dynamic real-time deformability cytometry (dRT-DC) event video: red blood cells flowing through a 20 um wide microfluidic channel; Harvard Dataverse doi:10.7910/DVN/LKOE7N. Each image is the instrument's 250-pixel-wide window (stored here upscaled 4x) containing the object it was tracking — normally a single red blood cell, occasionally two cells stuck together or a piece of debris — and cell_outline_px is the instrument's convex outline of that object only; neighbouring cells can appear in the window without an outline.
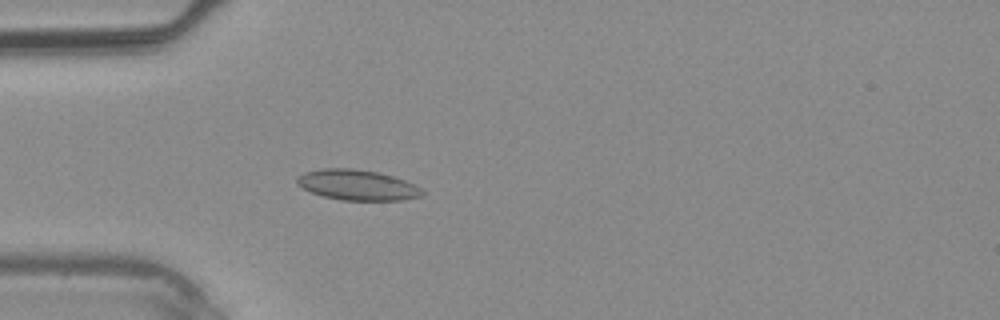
{"species": "common noctule bat (a hibernating species)", "species_latin": "Nyctalus noctula", "temperature_condition": "warm", "stored_images_in_passage": 37, "camera_frame_rate_fps": 3000, "um_per_image_px": 0.085, "animal": {"sex": "male", "body_mass_g": 20.4}, "frame": {"image": 1, "passage_image": 11, "time_ms": 3.333, "image_size_px": [1000, 320], "cell_outline_px": [[424, 192], [420, 196], [400, 200], [344, 200], [324, 196], [312, 192], [296, 184], [296, 176], [304, 172], [320, 168], [352, 168], [380, 172], [404, 180], [420, 188]], "centroid_in_image_um": [30.32, 15.7], "position_along_channel_um": 54.7, "area_um2": 22.08}}
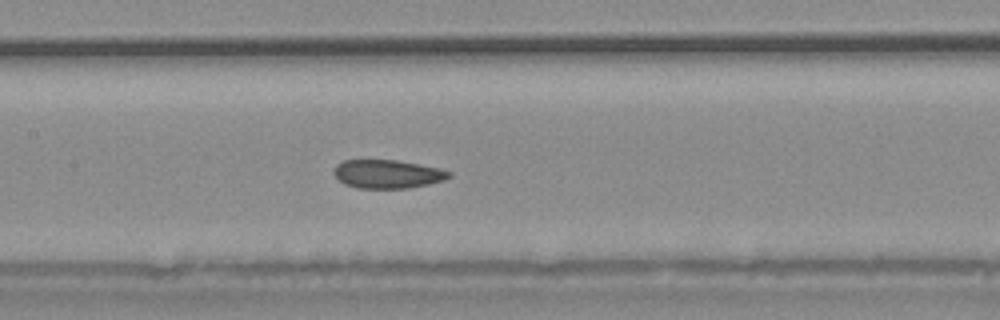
{"frame": {"image": 2, "passage_image": 18, "time_ms": 5.667, "image_size_px": [1000, 320], "cell_outline_px": [[452, 176], [444, 180], [428, 184], [408, 188], [360, 188], [344, 184], [332, 172], [336, 164], [344, 160], [396, 160], [440, 168], [452, 172]], "centroid_in_image_um": [32.95, 14.79], "position_along_channel_um": 174.5, "area_um2": 19.13}}
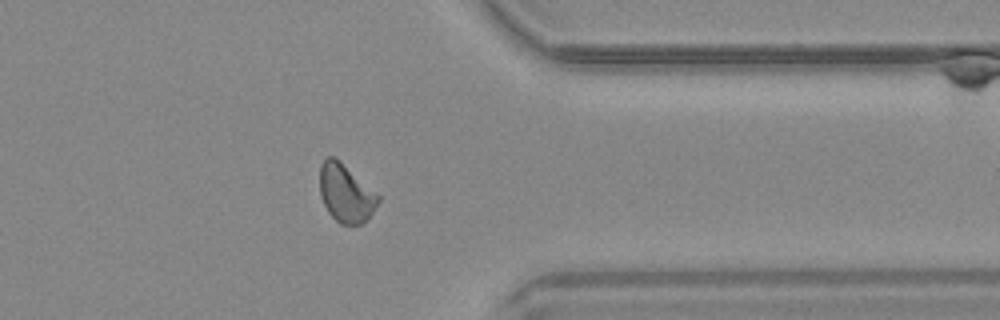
{"frame": {"image": 3, "passage_image": 30, "time_ms": 9.667, "image_size_px": [1000, 320], "cell_outline_px": [[380, 200], [372, 212], [360, 224], [340, 224], [328, 212], [320, 196], [320, 164], [328, 156], [332, 156], [340, 160], [380, 196]], "centroid_in_image_um": [29.37, 16.4], "position_along_channel_um": 382.0, "area_um2": 19.54}}